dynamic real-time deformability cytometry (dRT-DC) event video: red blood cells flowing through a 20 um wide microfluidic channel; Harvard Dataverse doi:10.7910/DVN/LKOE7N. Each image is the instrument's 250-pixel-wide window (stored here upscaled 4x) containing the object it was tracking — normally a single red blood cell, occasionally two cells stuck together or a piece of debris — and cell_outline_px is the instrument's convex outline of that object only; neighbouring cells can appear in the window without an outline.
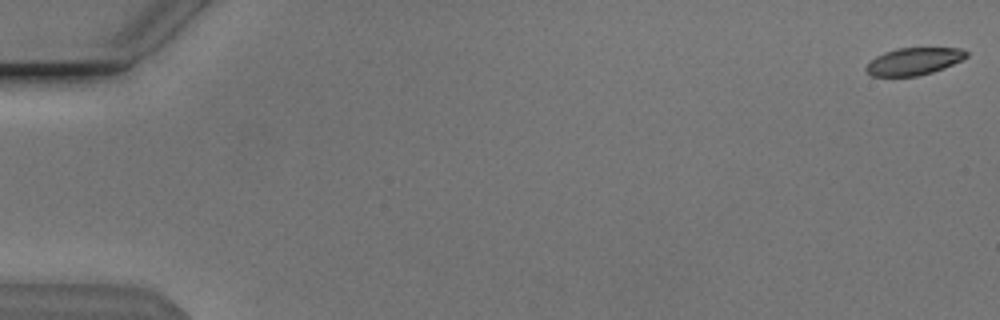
{"species": "Egyptian fruit bat (a non-hibernating species)", "species_latin": "Rousettus aegyptiacus", "temperature_condition": "cold", "stored_images_in_passage": 54, "camera_frame_rate_fps": 3000, "um_per_image_px": 0.085, "animal": {"sex": "male"}, "frame": {"image": 1, "passage_image": 1, "time_ms": 0.0, "image_size_px": [1000, 320], "cell_outline_px": [[968, 56], [944, 68], [932, 72], [916, 76], [872, 76], [864, 68], [876, 56], [884, 52], [896, 48], [960, 48], [968, 52]], "centroid_in_image_um": [77.67, 5.21], "position_along_channel_um": 7.3, "area_um2": 15.78}}
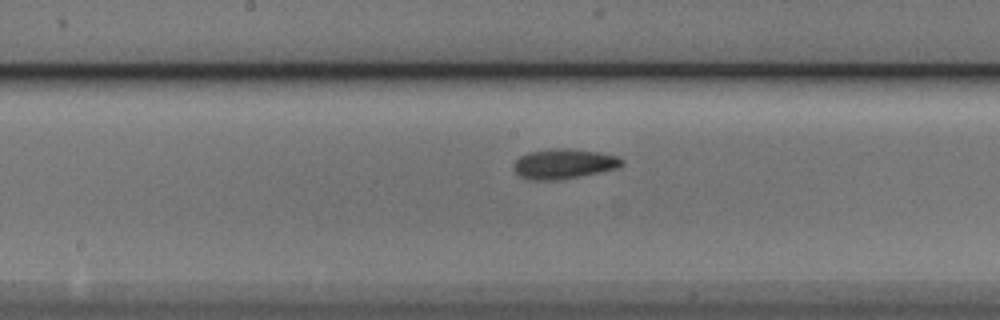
{"frame": {"image": 2, "passage_image": 29, "time_ms": 9.333, "image_size_px": [1000, 320], "cell_outline_px": [[624, 164], [616, 168], [600, 172], [556, 180], [532, 180], [520, 176], [512, 168], [512, 164], [520, 156], [528, 152], [548, 148], [568, 148], [600, 152], [616, 156], [624, 160]], "centroid_in_image_um": [47.89, 13.91], "position_along_channel_um": 200.3, "area_um2": 18.96}}
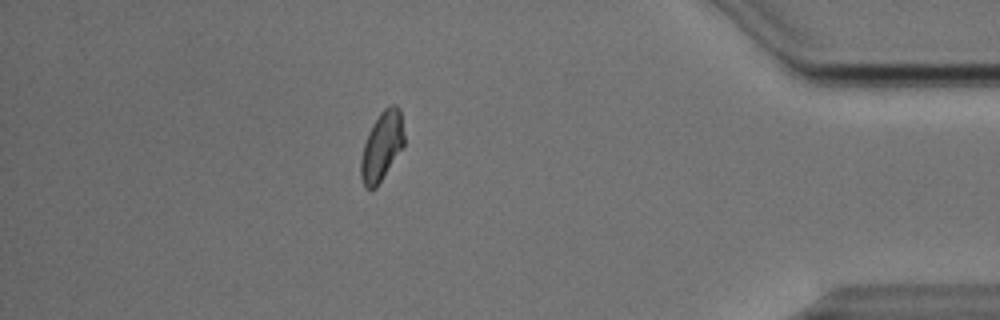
{"frame": {"image": 3, "passage_image": 48, "time_ms": 15.667, "image_size_px": [1000, 320], "cell_outline_px": [[404, 144], [376, 188], [364, 188], [360, 176], [360, 160], [364, 144], [368, 132], [380, 112], [388, 104], [396, 104], [400, 108], [404, 136]], "centroid_in_image_um": [32.44, 12.4], "position_along_channel_um": 402.8, "area_um2": 17.34}, "authors_computed_cell_mechanics": {"area_um2": 17.5134, "velocity_mm_per_s": 3.8245, "shape_relaxation_time_tau1_ms": 5.2009, "shape_relaxation_time_tau2_ms": 3.5979, "deformation_change_tau1": 0.1308, "deformation_change_tau2": 0.0889}}